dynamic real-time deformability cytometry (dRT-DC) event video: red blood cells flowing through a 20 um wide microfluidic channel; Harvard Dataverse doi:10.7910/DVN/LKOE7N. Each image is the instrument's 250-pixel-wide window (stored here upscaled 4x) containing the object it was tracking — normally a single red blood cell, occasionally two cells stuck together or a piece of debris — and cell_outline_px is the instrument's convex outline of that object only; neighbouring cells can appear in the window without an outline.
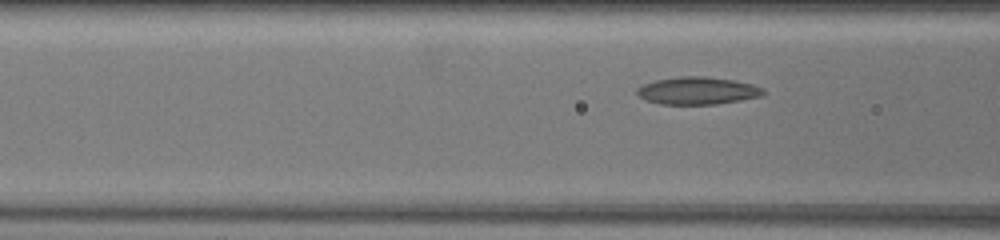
{"species": "common noctule bat (a hibernating species)", "species_latin": "Nyctalus noctula", "temperature_condition": "warm", "stored_images_in_passage": 13, "camera_frame_rate_fps": 3000, "um_per_image_px": 0.085, "animal": {"sex": "female", "body_mass_g": 19.5, "forearm_length_mm": 54.1}, "frame": {"image": 1, "passage_image": 10, "time_ms": 3.0, "image_size_px": [1000, 240], "cell_outline_px": [[764, 92], [760, 96], [740, 100], [716, 104], [660, 104], [648, 100], [640, 96], [636, 92], [636, 88], [644, 84], [656, 80], [680, 76], [704, 76], [732, 80], [752, 84], [764, 88]], "centroid_in_image_um": [59.28, 7.7], "position_along_channel_um": 107.3, "area_um2": 20.0}}